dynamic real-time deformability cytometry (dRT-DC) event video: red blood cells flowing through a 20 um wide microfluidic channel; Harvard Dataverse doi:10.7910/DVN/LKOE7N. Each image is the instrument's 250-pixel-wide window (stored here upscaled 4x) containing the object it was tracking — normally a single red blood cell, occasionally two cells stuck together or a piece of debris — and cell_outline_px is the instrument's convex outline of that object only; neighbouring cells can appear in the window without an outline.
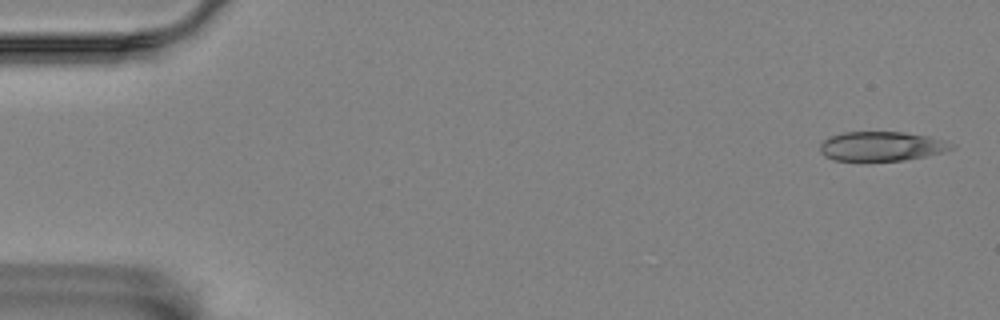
{"species": "Egyptian fruit bat (a non-hibernating species)", "species_latin": "Rousettus aegyptiacus", "temperature_condition": "room temperature", "stored_images_in_passage": 6, "camera_frame_rate_fps": 3000, "um_per_image_px": 0.085, "animal": {"sex": "female"}, "frame": {"image": 1, "passage_image": 1, "time_ms": 0.0, "image_size_px": [1000, 320], "cell_outline_px": [[956, 144], [952, 148], [940, 152], [924, 156], [904, 160], [832, 160], [824, 156], [820, 152], [820, 144], [824, 140], [832, 136], [844, 132], [904, 132], [928, 136]], "centroid_in_image_um": [74.9, 12.42], "position_along_channel_um": 10.1, "area_um2": 22.2}}
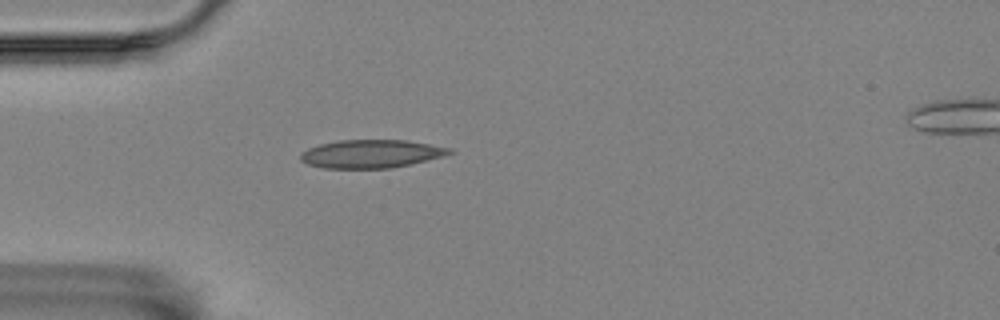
{"frame": {"image": 2, "passage_image": 5, "time_ms": 4.667, "image_size_px": [1000, 320], "cell_outline_px": [[456, 152], [444, 156], [412, 164], [392, 168], [324, 168], [308, 164], [300, 160], [300, 152], [308, 148], [320, 144], [340, 140], [404, 140], [452, 148]], "centroid_in_image_um": [31.56, 13.08], "position_along_channel_um": 53.4, "area_um2": 24.57}}